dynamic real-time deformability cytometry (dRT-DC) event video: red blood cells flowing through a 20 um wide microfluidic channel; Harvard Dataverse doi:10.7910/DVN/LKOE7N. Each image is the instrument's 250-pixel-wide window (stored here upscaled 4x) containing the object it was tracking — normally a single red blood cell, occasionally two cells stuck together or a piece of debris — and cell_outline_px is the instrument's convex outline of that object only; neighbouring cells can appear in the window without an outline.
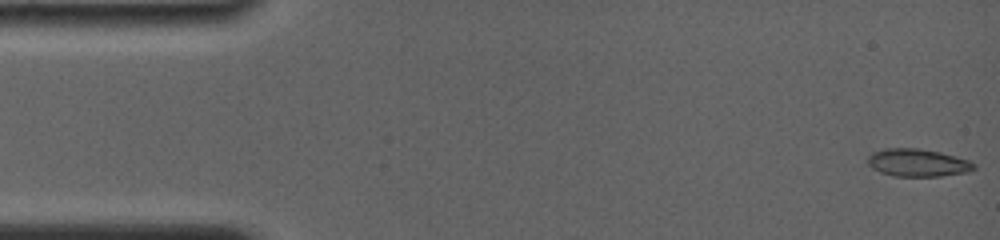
{"species": "common noctule bat (a hibernating species)", "species_latin": "Nyctalus noctula", "temperature_condition": "room temperature", "stored_images_in_passage": 27, "camera_frame_rate_fps": 4000, "um_per_image_px": 0.085, "animal": {"sex": "female", "body_mass_g": 19.0, "forearm_length_mm": 56.7}, "frame": {"image": 1, "passage_image": 1, "time_ms": 0.0, "image_size_px": [1000, 240], "cell_outline_px": [[976, 168], [968, 172], [940, 176], [892, 176], [880, 172], [872, 168], [868, 164], [868, 156], [872, 152], [884, 148], [916, 148], [940, 152], [956, 156], [968, 160], [976, 164]], "centroid_in_image_um": [78.0, 13.83], "position_along_channel_um": 7.0, "area_um2": 17.22}}
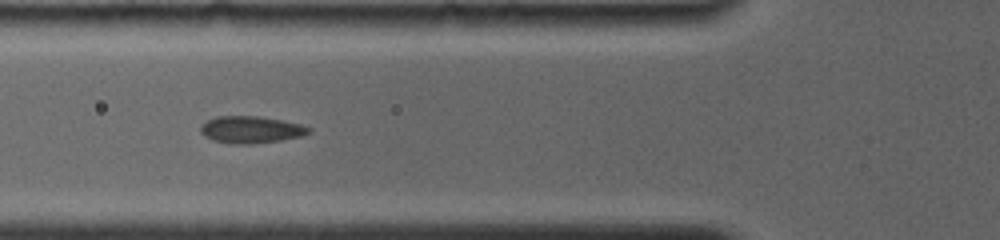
{"frame": {"image": 2, "passage_image": 20, "time_ms": 5.75, "image_size_px": [1000, 240], "cell_outline_px": [[312, 132], [300, 136], [280, 140], [252, 144], [228, 144], [212, 140], [204, 136], [200, 132], [200, 124], [216, 116], [260, 116], [300, 124], [312, 128]], "centroid_in_image_um": [21.29, 11.02], "position_along_channel_um": 104.5, "area_um2": 17.17}}
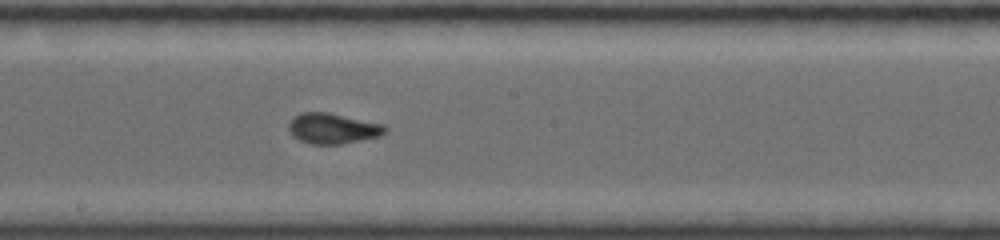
{"frame": {"image": 3, "passage_image": 27, "time_ms": 8.75, "image_size_px": [1000, 240], "cell_outline_px": [[388, 132], [380, 136], [340, 144], [312, 144], [300, 140], [292, 136], [288, 128], [288, 124], [292, 116], [304, 112], [328, 112], [384, 124], [388, 128]], "centroid_in_image_um": [28.29, 10.91], "position_along_channel_um": 219.9, "area_um2": 17.28}}